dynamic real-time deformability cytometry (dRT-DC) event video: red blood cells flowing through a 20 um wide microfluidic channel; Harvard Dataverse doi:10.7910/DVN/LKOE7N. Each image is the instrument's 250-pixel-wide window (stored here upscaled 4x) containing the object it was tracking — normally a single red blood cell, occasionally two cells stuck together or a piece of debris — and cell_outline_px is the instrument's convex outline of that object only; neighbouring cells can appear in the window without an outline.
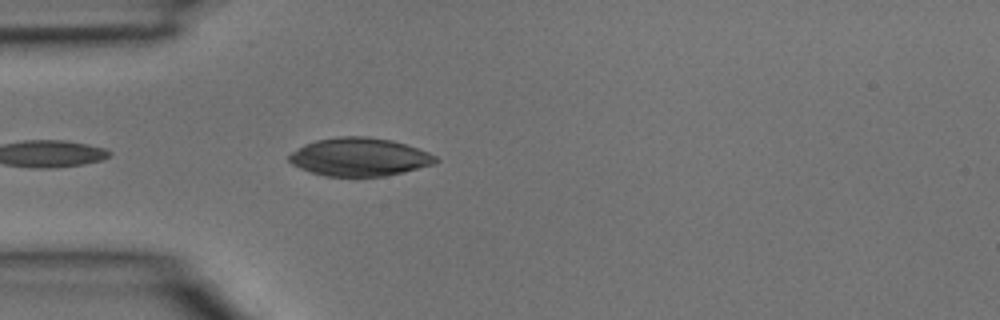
{"species": "common noctule bat (a hibernating species)", "species_latin": "Nyctalus noctula", "temperature_condition": "room temperature", "stored_images_in_passage": 3, "camera_frame_rate_fps": 3000, "um_per_image_px": 0.085, "animal": {"sex": "male", "body_mass_g": 15.6}, "frame": {"image": 1, "passage_image": 3, "time_ms": 0.667, "image_size_px": [1000, 320], "cell_outline_px": [[440, 160], [432, 164], [404, 172], [384, 176], [324, 176], [300, 168], [292, 164], [288, 160], [288, 156], [292, 152], [304, 144], [316, 140], [340, 136], [368, 136], [392, 140], [428, 152], [436, 156]], "centroid_in_image_um": [30.54, 13.34], "position_along_channel_um": 54.5, "area_um2": 32.48}}